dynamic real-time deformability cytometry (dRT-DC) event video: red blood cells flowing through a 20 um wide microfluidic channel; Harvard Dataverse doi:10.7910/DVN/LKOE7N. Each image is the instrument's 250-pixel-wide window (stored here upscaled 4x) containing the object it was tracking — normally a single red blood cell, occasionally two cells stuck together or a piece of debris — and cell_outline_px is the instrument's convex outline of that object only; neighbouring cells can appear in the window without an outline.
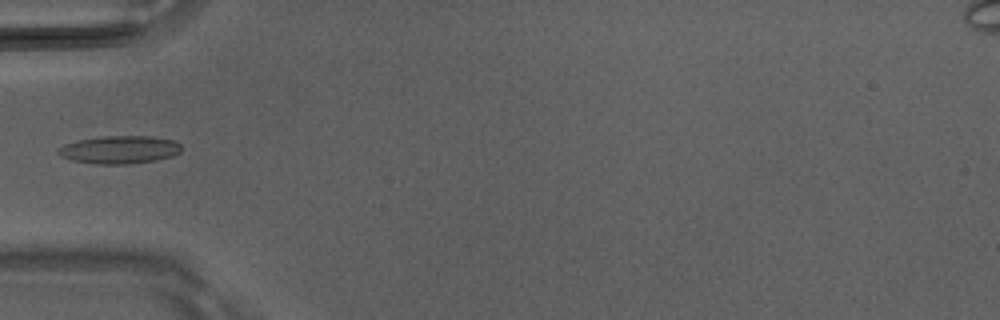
{"species": "Egyptian fruit bat (a non-hibernating species)", "species_latin": "Rousettus aegyptiacus", "temperature_condition": "room temperature", "stored_images_in_passage": 1, "camera_frame_rate_fps": 3000, "um_per_image_px": 0.085, "animal": {"sex": "male"}, "frame": {"image": 1, "passage_image": 1, "time_ms": 0.0, "image_size_px": [1000, 320], "cell_outline_px": [[180, 152], [172, 156], [156, 160], [128, 164], [96, 164], [72, 160], [60, 156], [56, 152], [64, 144], [80, 140], [104, 136], [152, 136], [172, 140], [180, 144]], "centroid_in_image_um": [10.16, 12.73], "position_along_channel_um": 74.8, "area_um2": 19.88}}